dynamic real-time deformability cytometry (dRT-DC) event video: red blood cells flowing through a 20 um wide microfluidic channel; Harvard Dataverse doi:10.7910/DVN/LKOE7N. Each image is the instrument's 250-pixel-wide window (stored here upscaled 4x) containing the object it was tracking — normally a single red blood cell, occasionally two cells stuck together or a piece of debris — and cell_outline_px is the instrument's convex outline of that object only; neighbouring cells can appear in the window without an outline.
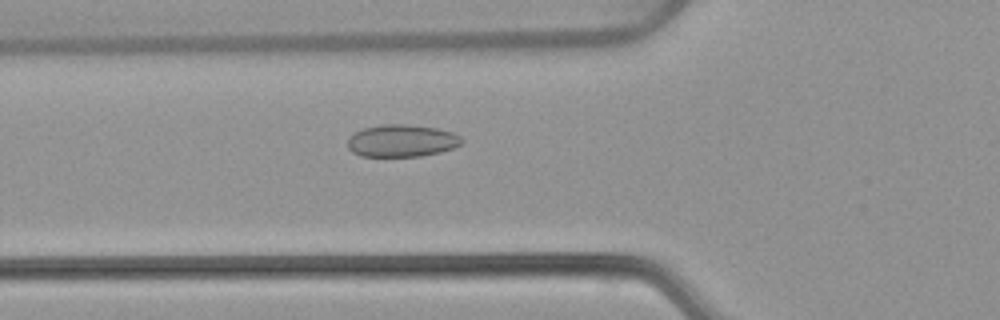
{"species": "common noctule bat (a hibernating species)", "species_latin": "Nyctalus noctula", "temperature_condition": "warm", "stored_images_in_passage": 51, "camera_frame_rate_fps": 3000, "um_per_image_px": 0.085, "animal": {"sex": "female", "body_mass_g": 22.7, "forearm_length_mm": 54.2}, "frame": {"image": 1, "passage_image": 19, "time_ms": 6.0, "image_size_px": [1000, 320], "cell_outline_px": [[464, 140], [460, 144], [452, 148], [440, 152], [420, 156], [360, 156], [352, 152], [348, 148], [348, 136], [364, 128], [380, 124], [404, 124], [436, 128], [452, 132], [460, 136]], "centroid_in_image_um": [34.13, 11.96], "position_along_channel_um": 91.7, "area_um2": 21.44}}
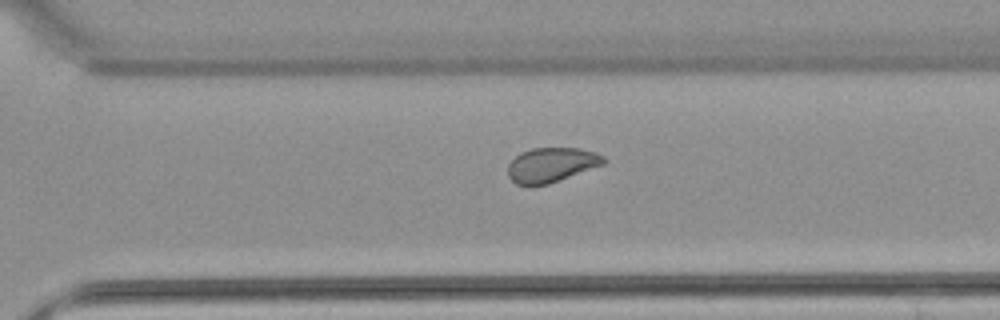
{"frame": {"image": 2, "passage_image": 37, "time_ms": 12.0, "image_size_px": [1000, 320], "cell_outline_px": [[608, 160], [604, 164], [548, 184], [516, 184], [508, 176], [508, 164], [520, 152], [532, 148], [580, 148], [596, 152], [604, 156]], "centroid_in_image_um": [46.89, 13.99], "position_along_channel_um": 323.7, "area_um2": 19.19}}
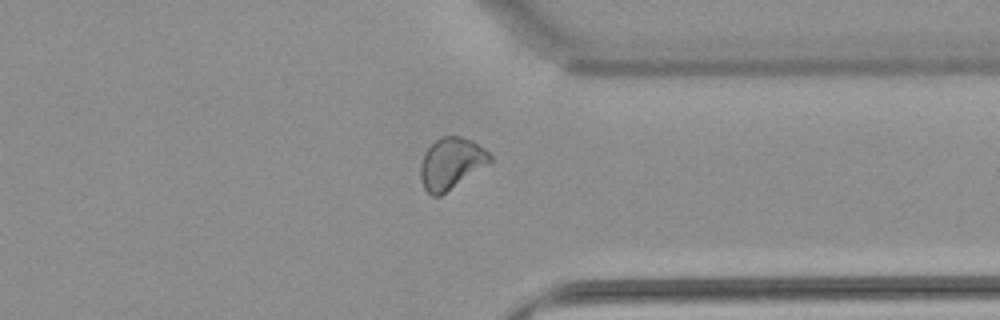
{"frame": {"image": 3, "passage_image": 41, "time_ms": 13.333, "image_size_px": [1000, 320], "cell_outline_px": [[492, 160], [440, 196], [432, 196], [424, 188], [420, 176], [420, 164], [424, 152], [440, 136], [460, 136], [472, 140], [484, 148], [492, 156]], "centroid_in_image_um": [38.31, 13.86], "position_along_channel_um": 373.1, "area_um2": 20.46}, "authors_computed_cell_mechanics": {"area_um2": 20.9814, "velocity_mm_per_s": 3.8655, "shape_relaxation_time_tau1_ms": null, "shape_relaxation_time_tau2_ms": 1.2096, "deformation_change_tau1": null, "deformation_change_tau2": 0.0533}}